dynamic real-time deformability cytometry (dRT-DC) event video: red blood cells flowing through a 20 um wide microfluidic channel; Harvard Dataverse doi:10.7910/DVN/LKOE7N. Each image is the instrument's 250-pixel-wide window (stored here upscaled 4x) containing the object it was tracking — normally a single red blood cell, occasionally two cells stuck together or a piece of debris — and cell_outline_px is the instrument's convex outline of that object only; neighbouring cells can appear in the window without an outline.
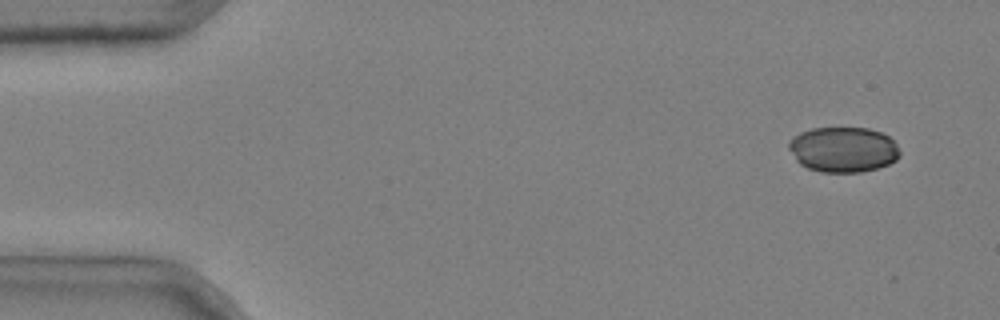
{"species": "common noctule bat (a hibernating species)", "species_latin": "Nyctalus noctula", "temperature_condition": "cold", "stored_images_in_passage": 6, "camera_frame_rate_fps": 3000, "um_per_image_px": 0.085, "animal": {"sex": "male", "body_mass_g": 20.4}, "frame": {"image": 1, "passage_image": 2, "time_ms": 0.333, "image_size_px": [1000, 320], "cell_outline_px": [[900, 156], [896, 160], [888, 164], [876, 168], [860, 172], [820, 172], [808, 168], [800, 164], [796, 160], [788, 148], [788, 140], [792, 136], [800, 132], [812, 128], [868, 128], [880, 132], [888, 136], [896, 144], [900, 152]], "centroid_in_image_um": [71.64, 12.7], "position_along_channel_um": 13.4, "area_um2": 29.42}}
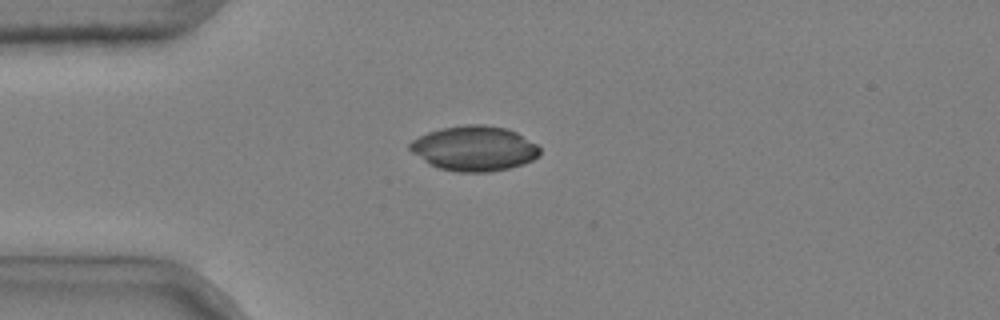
{"frame": {"image": 2, "passage_image": 4, "time_ms": 1.0, "image_size_px": [1000, 320], "cell_outline_px": [[540, 156], [524, 164], [508, 168], [488, 172], [456, 172], [440, 168], [428, 164], [412, 152], [408, 148], [408, 144], [412, 140], [428, 132], [440, 128], [464, 124], [484, 124], [508, 128], [516, 132], [536, 144], [540, 148]], "centroid_in_image_um": [40.31, 12.61], "position_along_channel_um": 44.7, "area_um2": 34.28}}